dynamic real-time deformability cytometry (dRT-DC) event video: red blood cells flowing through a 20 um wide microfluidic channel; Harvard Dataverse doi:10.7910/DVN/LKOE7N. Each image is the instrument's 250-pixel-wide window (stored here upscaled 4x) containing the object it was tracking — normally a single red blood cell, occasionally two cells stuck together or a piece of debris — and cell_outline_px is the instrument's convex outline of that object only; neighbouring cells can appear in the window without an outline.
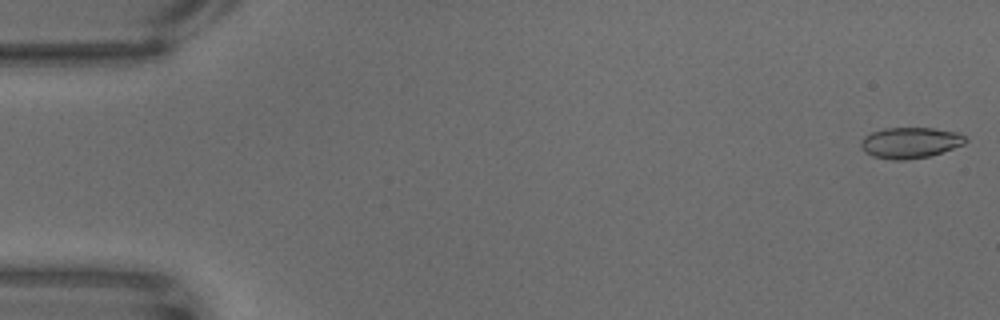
{"species": "common noctule bat (a hibernating species)", "species_latin": "Nyctalus noctula", "temperature_condition": "warm", "stored_images_in_passage": 18, "camera_frame_rate_fps": 3000, "um_per_image_px": 0.085, "animal": {"sex": "male", "body_mass_g": 18.8}, "frame": {"image": 1, "passage_image": 1, "time_ms": 0.0, "image_size_px": [1000, 320], "cell_outline_px": [[968, 140], [964, 144], [928, 156], [904, 160], [892, 160], [872, 156], [864, 152], [860, 144], [860, 140], [864, 136], [872, 132], [884, 128], [932, 128], [960, 132]], "centroid_in_image_um": [77.34, 12.12], "position_along_channel_um": 7.7, "area_um2": 18.84}}
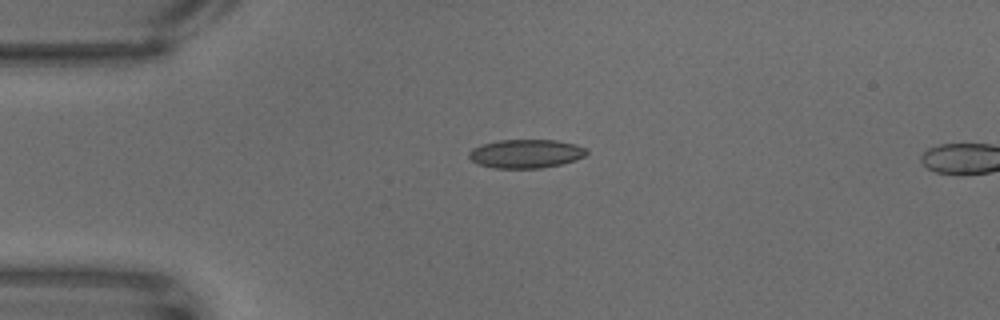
{"frame": {"image": 2, "passage_image": 15, "time_ms": 4.667, "image_size_px": [1000, 320], "cell_outline_px": [[588, 152], [584, 156], [576, 160], [560, 164], [540, 168], [496, 168], [480, 164], [472, 160], [468, 156], [468, 152], [472, 148], [496, 140], [556, 140], [576, 144], [588, 148]], "centroid_in_image_um": [44.73, 13.05], "position_along_channel_um": 40.3, "area_um2": 19.65}}